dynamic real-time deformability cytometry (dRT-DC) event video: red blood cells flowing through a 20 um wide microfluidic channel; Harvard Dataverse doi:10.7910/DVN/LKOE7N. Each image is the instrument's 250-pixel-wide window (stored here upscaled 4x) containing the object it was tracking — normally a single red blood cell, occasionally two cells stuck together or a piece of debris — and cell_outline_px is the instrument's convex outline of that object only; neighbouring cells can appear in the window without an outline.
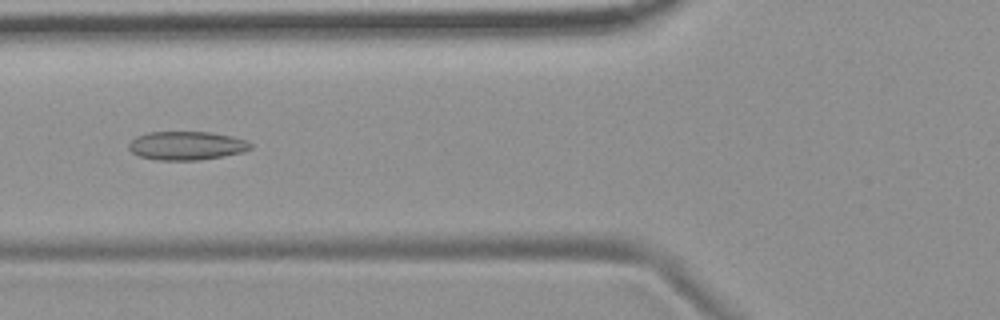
{"species": "common noctule bat (a hibernating species)", "species_latin": "Nyctalus noctula", "temperature_condition": "room temperature", "stored_images_in_passage": 9, "camera_frame_rate_fps": 3000, "um_per_image_px": 0.085, "animal": {"sex": "female", "body_mass_g": 19.9}, "frame": {"image": 1, "passage_image": 6, "time_ms": 5.667, "image_size_px": [1000, 320], "cell_outline_px": [[252, 148], [244, 152], [224, 156], [200, 160], [156, 160], [140, 156], [132, 152], [128, 148], [128, 144], [136, 136], [148, 132], [212, 132], [232, 136], [248, 140], [252, 144]], "centroid_in_image_um": [15.89, 12.38], "position_along_channel_um": 109.9, "area_um2": 20.52}}
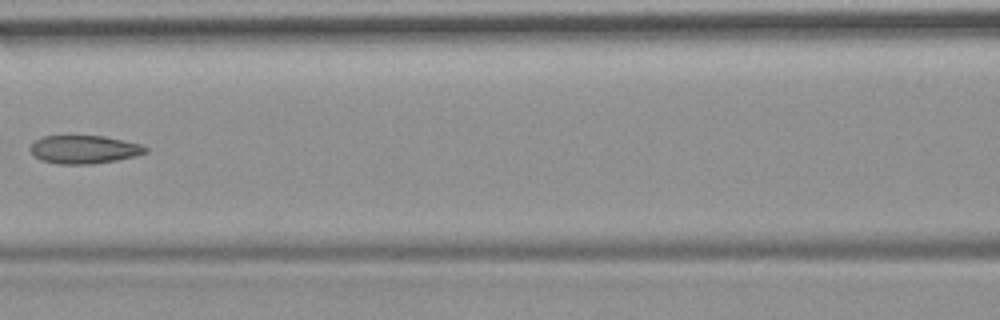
{"frame": {"image": 2, "passage_image": 7, "time_ms": 7.0, "image_size_px": [1000, 320], "cell_outline_px": [[148, 152], [136, 156], [116, 160], [92, 164], [56, 164], [40, 160], [32, 152], [32, 144], [36, 140], [44, 136], [104, 136], [144, 144], [148, 148]], "centroid_in_image_um": [7.22, 12.71], "position_along_channel_um": 159.4, "area_um2": 18.96}}
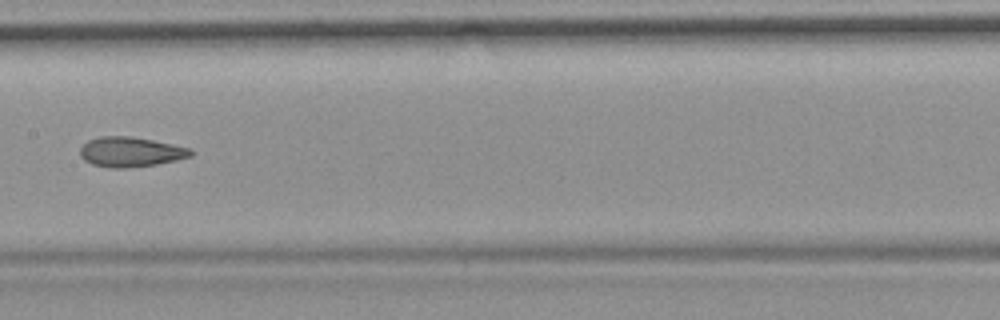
{"frame": {"image": 3, "passage_image": 8, "time_ms": 8.0, "image_size_px": [1000, 320], "cell_outline_px": [[196, 152], [192, 156], [176, 160], [156, 164], [128, 168], [108, 168], [92, 164], [84, 160], [80, 156], [80, 148], [88, 140], [100, 136], [128, 136], [152, 140], [192, 148]], "centroid_in_image_um": [11.12, 12.92], "position_along_channel_um": 196.3, "area_um2": 19.42}}